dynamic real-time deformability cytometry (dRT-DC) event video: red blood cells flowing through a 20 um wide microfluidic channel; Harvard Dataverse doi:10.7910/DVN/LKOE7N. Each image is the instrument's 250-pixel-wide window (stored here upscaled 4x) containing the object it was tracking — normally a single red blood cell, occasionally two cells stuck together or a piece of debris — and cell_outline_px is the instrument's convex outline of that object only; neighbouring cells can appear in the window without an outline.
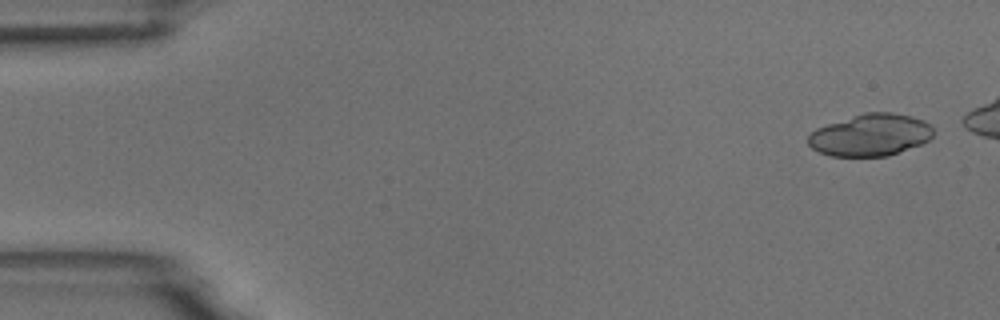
{"species": "common noctule bat (a hibernating species)", "species_latin": "Nyctalus noctula", "temperature_condition": "room temperature", "stored_images_in_passage": 5, "camera_frame_rate_fps": 3000, "um_per_image_px": 0.085, "animal": {"sex": "male", "body_mass_g": 18.8}, "frame": {"image": 1, "passage_image": 1, "time_ms": 0.0, "image_size_px": [1000, 320], "cell_outline_px": [[932, 136], [928, 140], [920, 144], [888, 156], [832, 156], [820, 152], [812, 148], [808, 144], [808, 136], [816, 128], [864, 112], [892, 112], [912, 116], [924, 120], [932, 128]], "centroid_in_image_um": [73.98, 11.47], "position_along_channel_um": 11.0, "area_um2": 30.46}}